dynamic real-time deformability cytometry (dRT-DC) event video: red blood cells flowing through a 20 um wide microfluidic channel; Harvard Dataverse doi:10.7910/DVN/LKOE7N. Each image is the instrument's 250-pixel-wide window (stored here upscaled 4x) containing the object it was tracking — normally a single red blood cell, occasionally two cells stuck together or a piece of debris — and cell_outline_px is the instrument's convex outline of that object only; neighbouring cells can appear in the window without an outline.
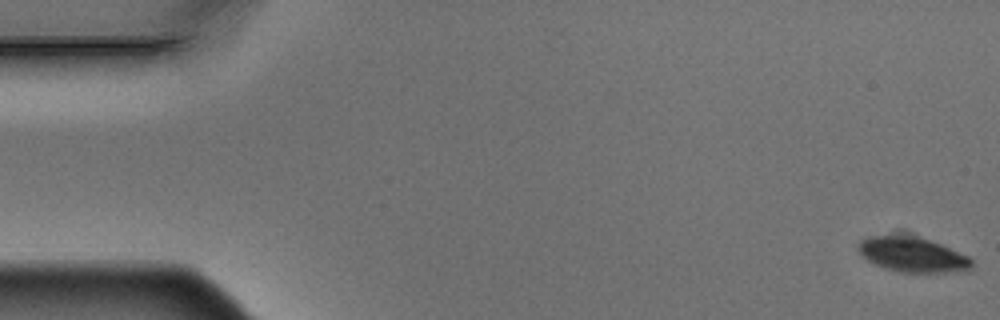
{"species": "Egyptian fruit bat (a non-hibernating species)", "species_latin": "Rousettus aegyptiacus", "temperature_condition": "warm", "stored_images_in_passage": 5, "segment_of_instrument_passage": [2, 2], "camera_frame_rate_fps": 3000, "um_per_image_px": 0.085, "animal": {"sex": "male"}, "frame": {"image": 1, "passage_image": 5, "time_ms": 1.333, "image_size_px": [1000, 320], "cell_outline_px": [[972, 268], [948, 272], [900, 272], [876, 264], [868, 260], [856, 248], [860, 240], [868, 236], [916, 236], [940, 244], [968, 256], [972, 260]], "centroid_in_image_um": [77.55, 21.64], "position_along_channel_um": 7.5, "area_um2": 22.48}}